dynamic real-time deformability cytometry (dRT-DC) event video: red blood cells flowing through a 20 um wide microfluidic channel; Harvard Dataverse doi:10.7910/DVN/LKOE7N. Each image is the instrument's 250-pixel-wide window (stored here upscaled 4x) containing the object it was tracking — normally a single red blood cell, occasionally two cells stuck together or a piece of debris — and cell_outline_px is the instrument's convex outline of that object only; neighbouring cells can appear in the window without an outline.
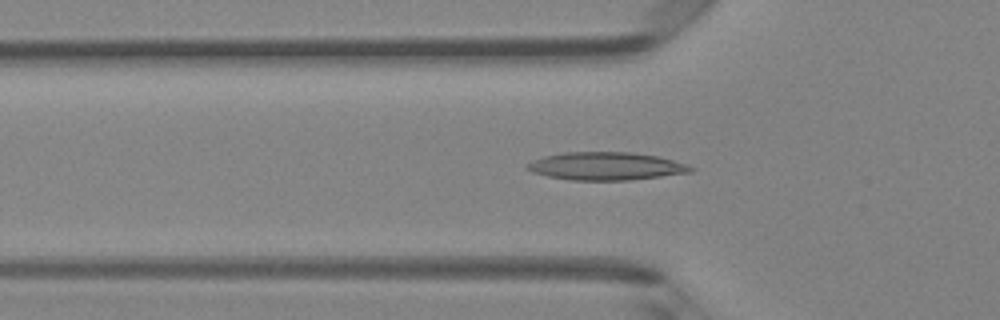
{"species": "Egyptian fruit bat (a non-hibernating species)", "species_latin": "Rousettus aegyptiacus", "temperature_condition": "room temperature", "stored_images_in_passage": 48, "camera_frame_rate_fps": 3000, "um_per_image_px": 0.085, "animal": {"sex": "female"}, "frame": {"image": 1, "passage_image": 16, "time_ms": 5.0, "image_size_px": [1000, 320], "cell_outline_px": [[696, 168], [692, 172], [628, 180], [568, 180], [548, 176], [532, 172], [524, 168], [532, 160], [544, 156], [564, 152], [628, 152], [656, 156], [688, 164]], "centroid_in_image_um": [51.49, 14.12], "position_along_channel_um": 74.3, "area_um2": 26.53}}
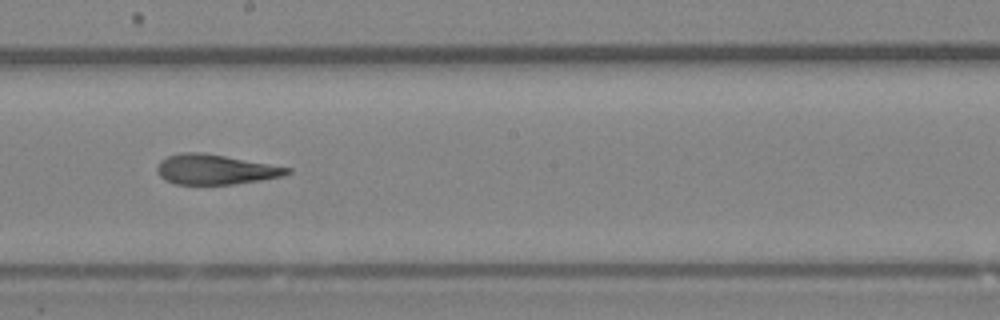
{"frame": {"image": 2, "passage_image": 27, "time_ms": 8.667, "image_size_px": [1000, 320], "cell_outline_px": [[292, 172], [284, 176], [260, 180], [232, 184], [176, 184], [164, 180], [156, 172], [156, 168], [160, 160], [168, 156], [180, 152], [204, 152], [292, 168]], "centroid_in_image_um": [18.28, 14.4], "position_along_channel_um": 229.9, "area_um2": 22.83}}
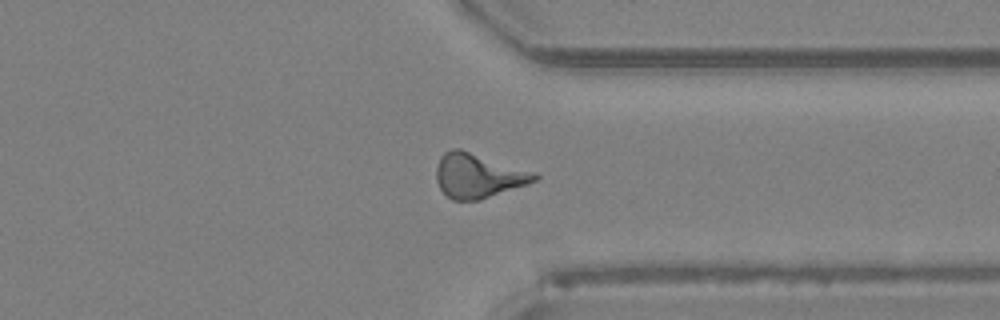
{"frame": {"image": 3, "passage_image": 37, "time_ms": 12.0, "image_size_px": [1000, 320], "cell_outline_px": [[540, 176], [536, 180], [528, 184], [480, 200], [452, 200], [440, 188], [436, 180], [436, 168], [440, 156], [444, 152], [452, 148], [460, 148], [536, 172]], "centroid_in_image_um": [40.64, 14.92], "position_along_channel_um": 370.8, "area_um2": 25.61}, "authors_computed_cell_mechanics": {"area_um2": 23.8714, "velocity_mm_per_s": 4.2433, "shape_relaxation_time_tau1_ms": 9.6417, "shape_relaxation_time_tau2_ms": 2.3162, "deformation_change_tau1": 0.264, "deformation_change_tau2": 0.1178}}